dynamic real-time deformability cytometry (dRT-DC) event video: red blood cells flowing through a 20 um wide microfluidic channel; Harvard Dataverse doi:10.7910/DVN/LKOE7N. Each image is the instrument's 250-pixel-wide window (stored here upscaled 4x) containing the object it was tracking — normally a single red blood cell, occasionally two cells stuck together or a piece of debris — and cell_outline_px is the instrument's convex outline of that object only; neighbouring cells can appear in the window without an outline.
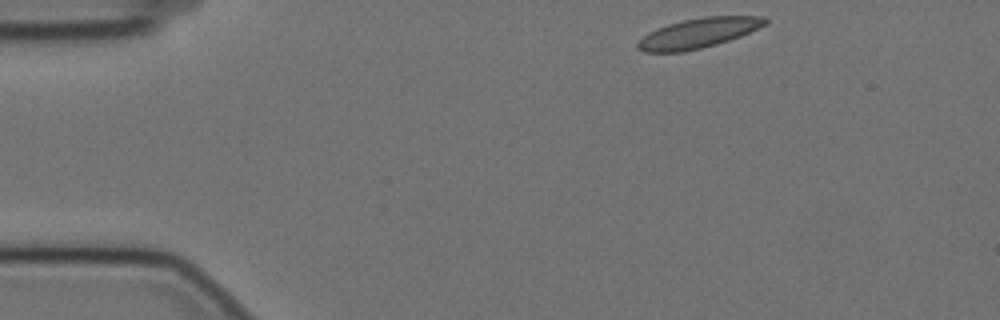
{"species": "Egyptian fruit bat (a non-hibernating species)", "species_latin": "Rousettus aegyptiacus", "temperature_condition": "cold", "stored_images_in_passage": 5, "camera_frame_rate_fps": 3000, "um_per_image_px": 0.085, "animal": {"sex": "female"}, "frame": {"image": 1, "passage_image": 1, "time_ms": 0.0, "image_size_px": [1000, 320], "cell_outline_px": [[768, 24], [740, 36], [716, 44], [684, 52], [644, 52], [636, 48], [636, 44], [648, 32], [656, 28], [668, 24], [684, 20], [704, 16], [764, 16], [768, 20]], "centroid_in_image_um": [59.36, 2.81], "position_along_channel_um": 25.6, "area_um2": 22.14}}